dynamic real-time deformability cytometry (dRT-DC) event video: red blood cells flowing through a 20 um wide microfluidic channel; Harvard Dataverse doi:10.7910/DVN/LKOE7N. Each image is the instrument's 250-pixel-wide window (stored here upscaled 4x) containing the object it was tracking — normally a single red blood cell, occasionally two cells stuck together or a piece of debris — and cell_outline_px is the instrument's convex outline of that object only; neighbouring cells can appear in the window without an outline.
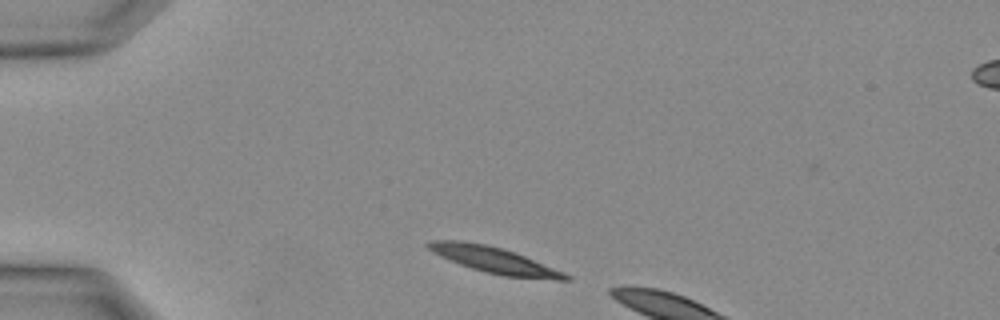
{"species": "Egyptian fruit bat (a non-hibernating species)", "species_latin": "Rousettus aegyptiacus", "temperature_condition": "warm", "stored_images_in_passage": 3, "camera_frame_rate_fps": 3000, "um_per_image_px": 0.085, "animal": {"sex": "female"}, "frame": {"image": 1, "passage_image": 1, "time_ms": 0.0, "image_size_px": [1000, 320], "cell_outline_px": [[572, 280], [556, 280], [504, 276], [484, 272], [460, 264], [428, 248], [424, 244], [428, 240], [460, 240], [484, 244], [504, 248], [564, 272], [572, 276]], "centroid_in_image_um": [42.07, 22.11], "position_along_channel_um": 42.9, "area_um2": 20.63}}